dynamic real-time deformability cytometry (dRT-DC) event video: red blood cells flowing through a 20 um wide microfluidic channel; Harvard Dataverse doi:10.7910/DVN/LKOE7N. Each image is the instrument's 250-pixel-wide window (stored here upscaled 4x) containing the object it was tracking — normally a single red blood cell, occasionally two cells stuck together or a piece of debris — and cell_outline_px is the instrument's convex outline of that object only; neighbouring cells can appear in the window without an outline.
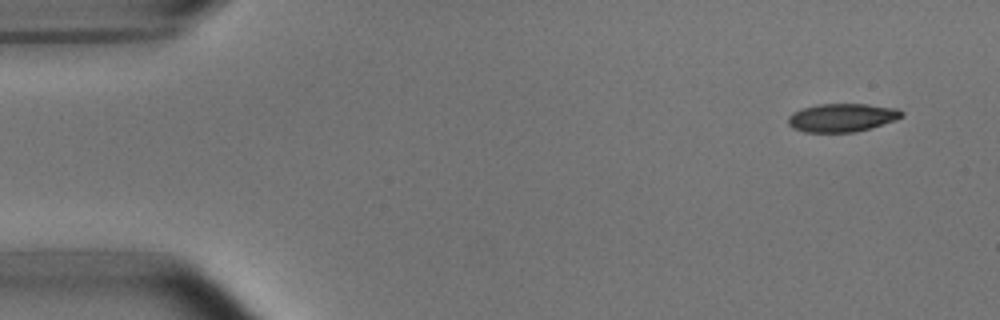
{"species": "common noctule bat (a hibernating species)", "species_latin": "Nyctalus noctula", "temperature_condition": "room temperature", "stored_images_in_passage": 18, "camera_frame_rate_fps": 3000, "um_per_image_px": 0.085, "animal": {"sex": "male", "body_mass_g": 15.6}, "frame": {"image": 1, "passage_image": 1, "time_ms": 0.0, "image_size_px": [1000, 320], "cell_outline_px": [[904, 116], [896, 120], [856, 132], [804, 132], [792, 128], [788, 124], [788, 116], [792, 112], [816, 104], [868, 104], [900, 108], [904, 112]], "centroid_in_image_um": [71.59, 9.99], "position_along_channel_um": 13.4, "area_um2": 18.96}}
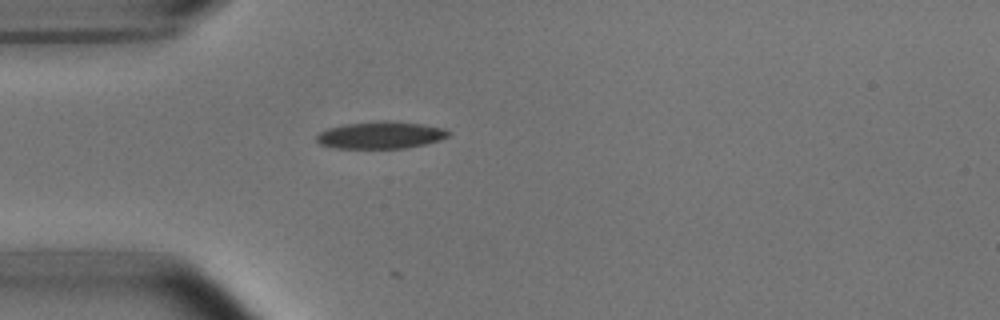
{"frame": {"image": 2, "passage_image": 12, "time_ms": 3.667, "image_size_px": [1000, 320], "cell_outline_px": [[452, 132], [448, 136], [440, 140], [424, 144], [404, 148], [332, 148], [320, 144], [316, 140], [316, 136], [320, 132], [328, 128], [344, 124], [420, 124], [444, 128]], "centroid_in_image_um": [32.33, 11.54], "position_along_channel_um": 52.7, "area_um2": 19.71}}